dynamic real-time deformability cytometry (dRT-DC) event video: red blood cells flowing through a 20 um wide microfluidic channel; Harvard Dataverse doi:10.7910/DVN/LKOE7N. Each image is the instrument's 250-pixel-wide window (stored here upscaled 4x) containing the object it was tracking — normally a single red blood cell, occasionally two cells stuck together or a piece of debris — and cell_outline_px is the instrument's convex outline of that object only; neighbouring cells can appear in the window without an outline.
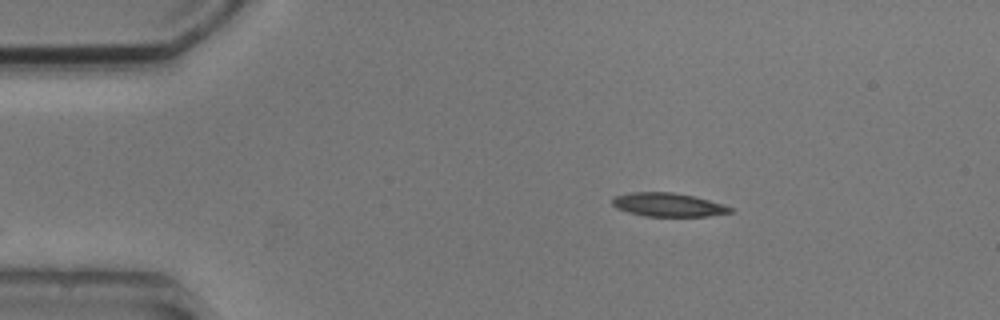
{"species": "common noctule bat (a hibernating species)", "species_latin": "Nyctalus noctula", "temperature_condition": "cold", "stored_images_in_passage": 6, "camera_frame_rate_fps": 3000, "um_per_image_px": 0.085, "animal": {"sex": "male", "body_mass_g": 20.5, "forearm_length_mm": 52.5}, "frame": {"image": 1, "passage_image": 1, "time_ms": 0.0, "image_size_px": [1000, 320], "cell_outline_px": [[736, 208], [732, 212], [708, 216], [644, 216], [628, 212], [616, 208], [612, 204], [612, 196], [632, 192], [672, 192], [692, 196], [724, 204]], "centroid_in_image_um": [56.78, 17.4], "position_along_channel_um": 28.2, "area_um2": 16.3}}
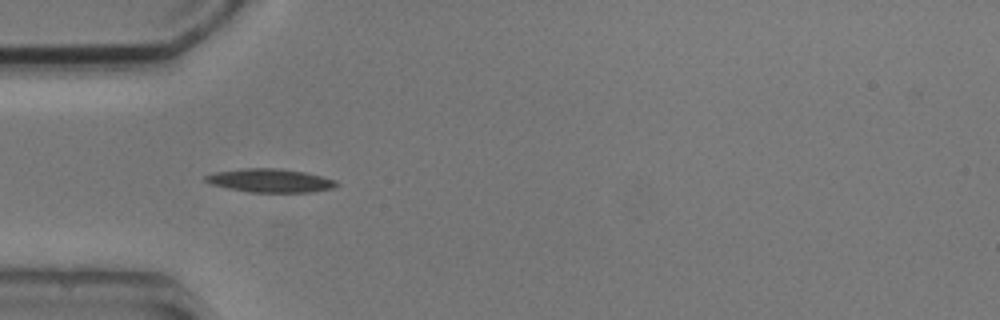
{"frame": {"image": 2, "passage_image": 3, "time_ms": 2.333, "image_size_px": [1000, 320], "cell_outline_px": [[340, 184], [332, 188], [308, 192], [248, 192], [228, 188], [212, 184], [204, 180], [204, 176], [216, 172], [244, 168], [280, 168], [304, 172], [336, 180]], "centroid_in_image_um": [22.96, 15.34], "position_along_channel_um": 62.0, "area_um2": 17.8}}
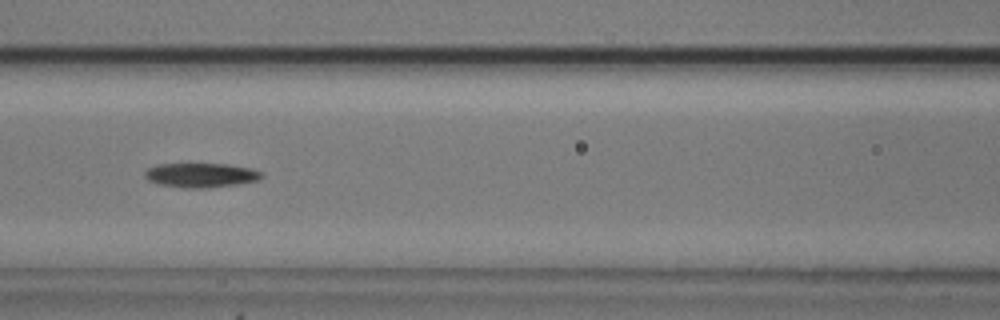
{"frame": {"image": 3, "passage_image": 5, "time_ms": 4.667, "image_size_px": [1000, 320], "cell_outline_px": [[264, 176], [260, 180], [236, 184], [204, 188], [184, 188], [160, 184], [148, 180], [144, 176], [144, 172], [148, 168], [156, 164], [228, 164], [252, 168], [264, 172]], "centroid_in_image_um": [17.11, 14.88], "position_along_channel_um": 149.5, "area_um2": 16.7}}